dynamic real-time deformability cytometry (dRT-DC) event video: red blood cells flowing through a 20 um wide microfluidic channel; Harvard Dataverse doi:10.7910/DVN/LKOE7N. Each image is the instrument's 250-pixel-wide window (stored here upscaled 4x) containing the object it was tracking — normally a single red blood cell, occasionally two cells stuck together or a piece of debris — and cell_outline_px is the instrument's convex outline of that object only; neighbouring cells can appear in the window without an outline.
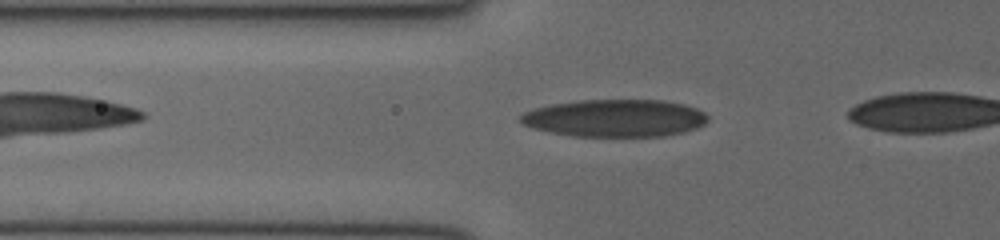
{"species": "human", "species_latin": "Homo sapiens", "temperature_condition": "cold", "stored_images_in_passage": 9, "camera_frame_rate_fps": 3000, "um_per_image_px": 0.085, "donor": {"sex": "female"}, "frame": {"image": 1, "passage_image": 6, "time_ms": 1.667, "image_size_px": [1000, 240], "cell_outline_px": [[708, 120], [704, 124], [696, 128], [684, 132], [664, 136], [572, 136], [548, 132], [532, 128], [524, 124], [520, 120], [520, 116], [524, 112], [536, 108], [552, 104], [580, 100], [660, 100], [684, 104], [696, 108], [704, 112], [708, 116]], "centroid_in_image_um": [52.29, 10.04], "position_along_channel_um": 73.5, "area_um2": 40.86}}